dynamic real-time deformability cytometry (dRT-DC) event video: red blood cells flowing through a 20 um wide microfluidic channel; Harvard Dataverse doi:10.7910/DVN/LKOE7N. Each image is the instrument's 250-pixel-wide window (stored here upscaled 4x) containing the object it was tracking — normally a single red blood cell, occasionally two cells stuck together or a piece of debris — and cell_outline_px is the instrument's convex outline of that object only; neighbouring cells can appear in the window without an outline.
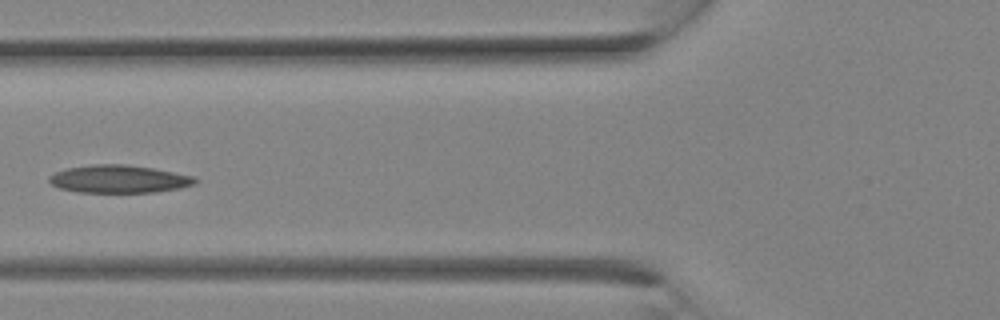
{"species": "Egyptian fruit bat (a non-hibernating species)", "species_latin": "Rousettus aegyptiacus", "temperature_condition": "room temperature", "stored_images_in_passage": 11, "camera_frame_rate_fps": 3000, "um_per_image_px": 0.085, "animal": {"sex": "female"}, "frame": {"image": 1, "passage_image": 10, "time_ms": 3.0, "image_size_px": [1000, 320], "cell_outline_px": [[200, 180], [196, 184], [180, 188], [156, 192], [76, 192], [60, 188], [52, 184], [48, 180], [48, 176], [56, 172], [68, 168], [92, 164], [124, 164], [152, 168], [196, 176]], "centroid_in_image_um": [10.16, 15.22], "position_along_channel_um": 115.6, "area_um2": 23.76}}